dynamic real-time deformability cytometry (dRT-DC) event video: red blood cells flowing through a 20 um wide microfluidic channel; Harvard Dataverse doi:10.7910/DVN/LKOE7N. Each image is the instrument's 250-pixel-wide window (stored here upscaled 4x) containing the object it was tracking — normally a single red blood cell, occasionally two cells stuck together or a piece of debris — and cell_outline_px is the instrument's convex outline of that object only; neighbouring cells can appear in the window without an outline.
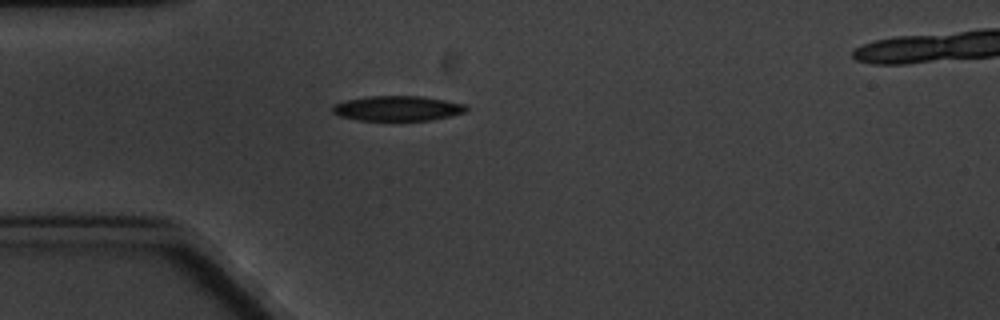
{"species": "common noctule bat (a hibernating species)", "species_latin": "Nyctalus noctula", "temperature_condition": "cold", "stored_images_in_passage": 2, "camera_frame_rate_fps": 3000, "um_per_image_px": 0.085, "animal": {"sex": "male", "body_mass_g": 20.1, "forearm_length_mm": 53.5}, "frame": {"image": 1, "passage_image": 1, "time_ms": 0.0, "image_size_px": [1000, 320], "cell_outline_px": [[468, 108], [464, 112], [452, 116], [432, 120], [400, 124], [360, 120], [340, 116], [332, 112], [332, 104], [348, 100], [368, 96], [420, 96], [444, 100], [464, 104]], "centroid_in_image_um": [33.78, 9.27], "position_along_channel_um": 51.2, "area_um2": 20.4}}